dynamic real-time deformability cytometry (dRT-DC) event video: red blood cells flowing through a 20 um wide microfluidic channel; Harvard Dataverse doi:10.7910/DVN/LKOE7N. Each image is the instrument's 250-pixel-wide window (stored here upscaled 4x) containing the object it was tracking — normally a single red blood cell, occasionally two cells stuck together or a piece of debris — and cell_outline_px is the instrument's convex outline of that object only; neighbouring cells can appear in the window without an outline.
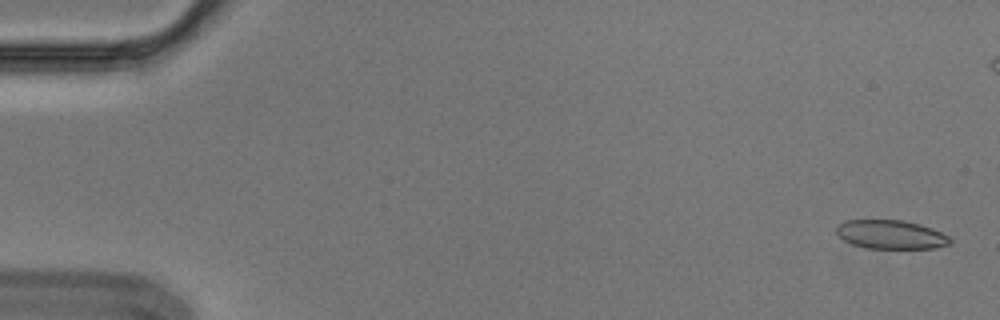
{"species": "Egyptian fruit bat (a non-hibernating species)", "species_latin": "Rousettus aegyptiacus", "temperature_condition": "cold", "stored_images_in_passage": 6, "camera_frame_rate_fps": 3000, "um_per_image_px": 0.085, "animal": {"sex": "male"}, "frame": {"image": 1, "passage_image": 1, "time_ms": 0.0, "image_size_px": [1000, 320], "cell_outline_px": [[952, 244], [936, 248], [864, 248], [852, 244], [844, 240], [836, 232], [836, 224], [844, 220], [904, 220], [920, 224], [932, 228], [948, 236], [952, 240]], "centroid_in_image_um": [75.72, 19.93], "position_along_channel_um": 9.3, "area_um2": 19.25}}